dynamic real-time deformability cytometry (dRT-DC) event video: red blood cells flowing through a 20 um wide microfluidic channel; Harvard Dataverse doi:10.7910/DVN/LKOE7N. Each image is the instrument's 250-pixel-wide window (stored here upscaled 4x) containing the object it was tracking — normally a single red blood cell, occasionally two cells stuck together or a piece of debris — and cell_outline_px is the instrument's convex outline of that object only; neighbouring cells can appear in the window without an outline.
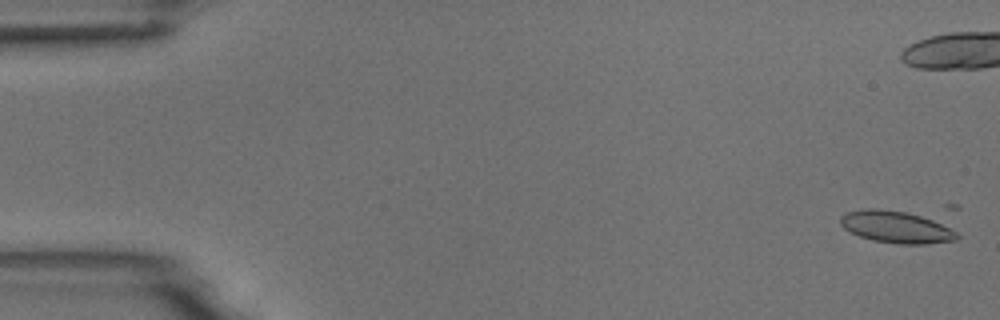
{"species": "common noctule bat (a hibernating species)", "species_latin": "Nyctalus noctula", "temperature_condition": "room temperature", "stored_images_in_passage": 7, "camera_frame_rate_fps": 3000, "um_per_image_px": 0.085, "animal": {"sex": "male", "body_mass_g": 18.8}, "frame": {"image": 1, "passage_image": 1, "time_ms": 0.0, "image_size_px": [1000, 320], "cell_outline_px": [[960, 236], [956, 240], [928, 244], [896, 244], [872, 240], [848, 232], [840, 224], [840, 216], [844, 212], [864, 208], [876, 208], [904, 212], [920, 216], [932, 220], [956, 232]], "centroid_in_image_um": [76.1, 19.3], "position_along_channel_um": 8.9, "area_um2": 21.68}}